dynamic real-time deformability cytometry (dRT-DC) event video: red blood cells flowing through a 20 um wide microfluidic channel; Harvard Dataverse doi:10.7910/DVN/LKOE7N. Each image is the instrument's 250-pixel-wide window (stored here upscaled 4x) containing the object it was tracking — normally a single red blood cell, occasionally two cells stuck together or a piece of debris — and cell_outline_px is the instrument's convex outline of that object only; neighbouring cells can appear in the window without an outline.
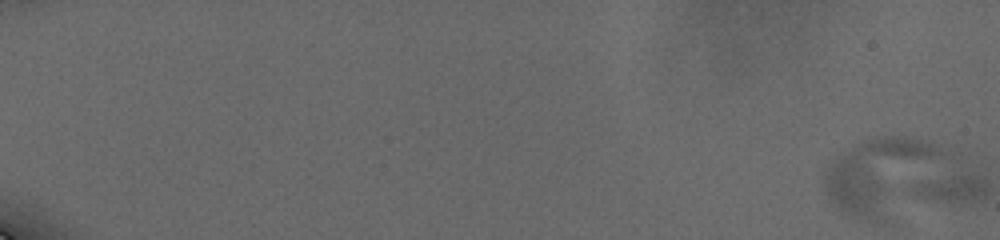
{"species": "human", "species_latin": "Homo sapiens", "temperature_condition": "cold", "stored_images_in_passage": 2, "camera_frame_rate_fps": 3000, "um_per_image_px": 0.085, "donor": {"sex": "male"}, "frame": {"image": 1, "passage_image": 1, "time_ms": 0.0, "image_size_px": [1000, 240], "cell_outline_px": [[944, 156], [884, 220], [876, 224], [844, 212], [832, 204], [828, 200], [824, 188], [824, 168], [844, 148], [868, 136], [908, 136], [932, 144], [944, 152]], "centroid_in_image_um": [74.63, 14.83], "position_along_channel_um": 10.4, "area_um2": 50.34}}